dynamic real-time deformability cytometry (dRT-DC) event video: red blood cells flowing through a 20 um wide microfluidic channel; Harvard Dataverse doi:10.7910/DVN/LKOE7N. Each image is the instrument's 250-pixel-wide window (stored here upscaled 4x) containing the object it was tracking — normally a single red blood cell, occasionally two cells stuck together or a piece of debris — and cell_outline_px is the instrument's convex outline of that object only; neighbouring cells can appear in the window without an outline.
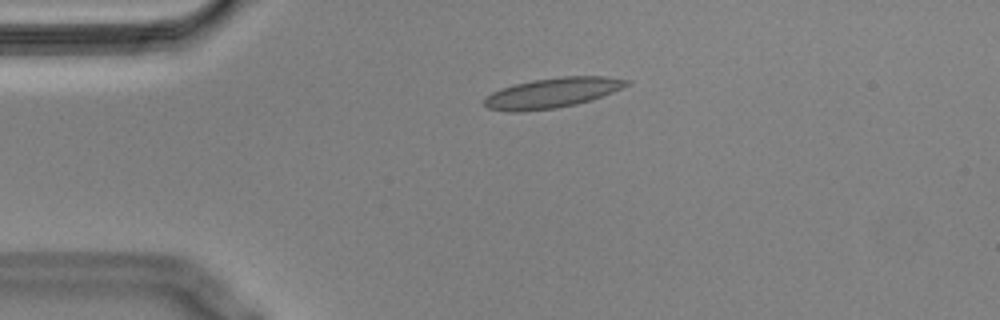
{"species": "Egyptian fruit bat (a non-hibernating species)", "species_latin": "Rousettus aegyptiacus", "temperature_condition": "cold", "stored_images_in_passage": 44, "camera_frame_rate_fps": 3000, "um_per_image_px": 0.085, "animal": {"sex": "male"}, "frame": {"image": 1, "passage_image": 1, "time_ms": 0.0, "image_size_px": [1000, 320], "cell_outline_px": [[632, 84], [592, 100], [576, 104], [556, 108], [520, 112], [508, 112], [488, 108], [484, 104], [484, 96], [500, 88], [532, 80], [560, 76], [604, 76], [632, 80]], "centroid_in_image_um": [46.95, 7.89], "position_along_channel_um": 38.0, "area_um2": 25.2}}
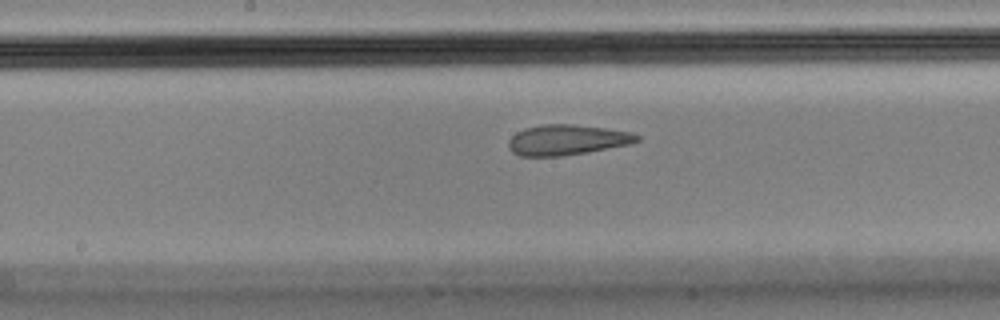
{"frame": {"image": 2, "passage_image": 17, "time_ms": 5.333, "image_size_px": [1000, 320], "cell_outline_px": [[640, 140], [628, 144], [588, 152], [560, 156], [520, 156], [512, 152], [508, 148], [508, 140], [516, 132], [524, 128], [544, 124], [572, 124], [604, 128], [632, 132], [640, 136]], "centroid_in_image_um": [48.16, 11.89], "position_along_channel_um": 200.0, "area_um2": 22.72}}
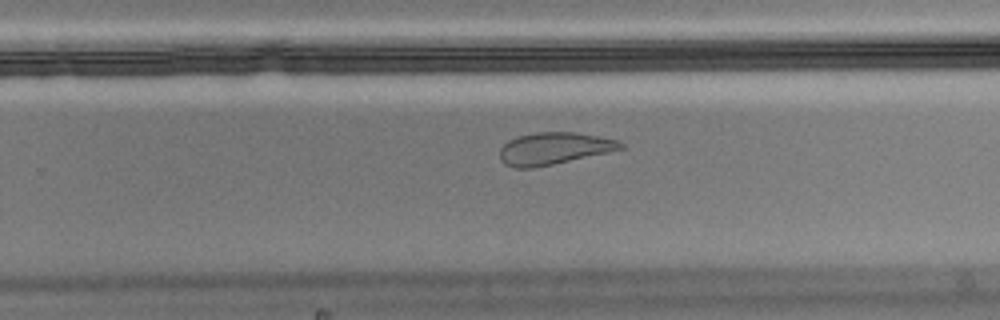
{"frame": {"image": 3, "passage_image": 24, "time_ms": 7.667, "image_size_px": [1000, 320], "cell_outline_px": [[624, 148], [608, 152], [552, 164], [532, 168], [516, 168], [504, 164], [500, 160], [500, 148], [508, 140], [516, 136], [536, 132], [576, 132], [620, 140], [624, 144]], "centroid_in_image_um": [47.07, 12.61], "position_along_channel_um": 282.7, "area_um2": 22.6}, "authors_computed_cell_mechanics": {"area_um2": 23.987, "velocity_mm_per_s": 3.5637, "shape_relaxation_time_tau1_ms": null, "shape_relaxation_time_tau2_ms": 1.8356, "deformation_change_tau1": null, "deformation_change_tau2": 0.0723}}